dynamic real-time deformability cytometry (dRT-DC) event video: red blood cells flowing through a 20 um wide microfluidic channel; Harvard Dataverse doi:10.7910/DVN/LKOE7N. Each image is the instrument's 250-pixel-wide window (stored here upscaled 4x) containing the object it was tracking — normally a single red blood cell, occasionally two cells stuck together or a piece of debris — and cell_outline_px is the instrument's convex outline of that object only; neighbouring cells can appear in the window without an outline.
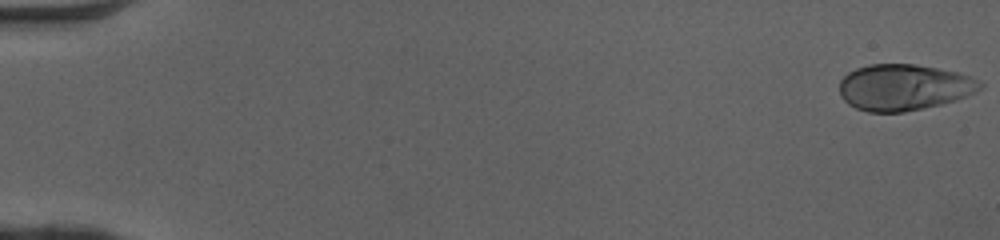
{"species": "human", "species_latin": "Homo sapiens", "temperature_condition": "cold", "stored_images_in_passage": 50, "camera_frame_rate_fps": 3000, "um_per_image_px": 0.085, "donor": {"sex": "female"}, "frame": {"image": 1, "passage_image": 1, "time_ms": 0.0, "image_size_px": [1000, 240], "cell_outline_px": [[984, 88], [976, 92], [956, 100], [924, 108], [904, 112], [868, 112], [856, 108], [848, 104], [840, 96], [840, 80], [848, 72], [856, 68], [868, 64], [916, 64], [956, 72], [972, 76], [980, 80], [984, 84]], "centroid_in_image_um": [76.85, 7.42], "position_along_channel_um": 8.2, "area_um2": 38.15}}
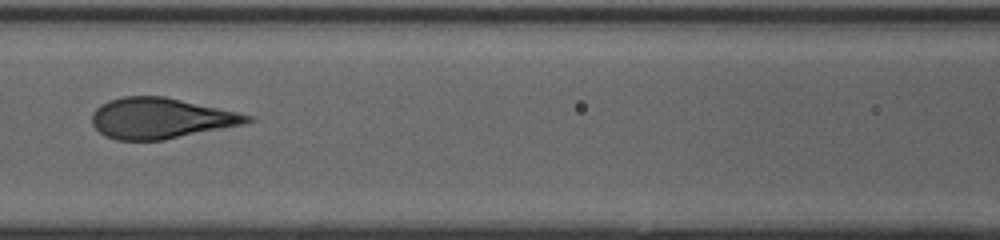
{"frame": {"image": 2, "passage_image": 24, "time_ms": 7.667, "image_size_px": [1000, 240], "cell_outline_px": [[256, 120], [248, 124], [164, 140], [116, 140], [104, 136], [92, 124], [92, 112], [100, 104], [108, 100], [124, 96], [164, 96], [256, 116]], "centroid_in_image_um": [13.71, 10.06], "position_along_channel_um": 152.9, "area_um2": 37.28}}
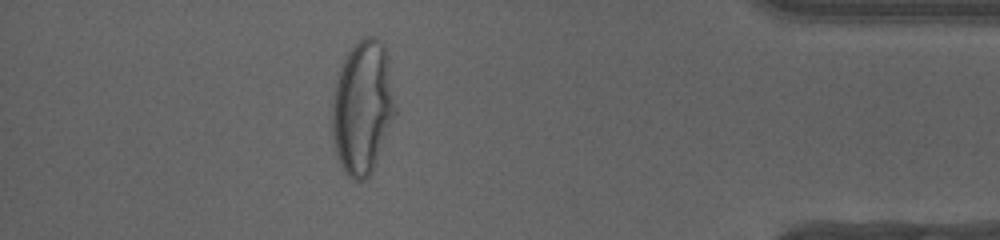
{"frame": {"image": 3, "passage_image": 45, "time_ms": 14.667, "image_size_px": [1000, 240], "cell_outline_px": [[396, 116], [372, 172], [364, 180], [356, 180], [348, 176], [344, 172], [340, 164], [336, 152], [332, 136], [332, 104], [336, 80], [340, 68], [348, 52], [364, 36], [376, 36], [384, 44], [388, 56], [396, 108]], "centroid_in_image_um": [30.84, 9.13], "position_along_channel_um": 404.4, "area_um2": 49.48}}